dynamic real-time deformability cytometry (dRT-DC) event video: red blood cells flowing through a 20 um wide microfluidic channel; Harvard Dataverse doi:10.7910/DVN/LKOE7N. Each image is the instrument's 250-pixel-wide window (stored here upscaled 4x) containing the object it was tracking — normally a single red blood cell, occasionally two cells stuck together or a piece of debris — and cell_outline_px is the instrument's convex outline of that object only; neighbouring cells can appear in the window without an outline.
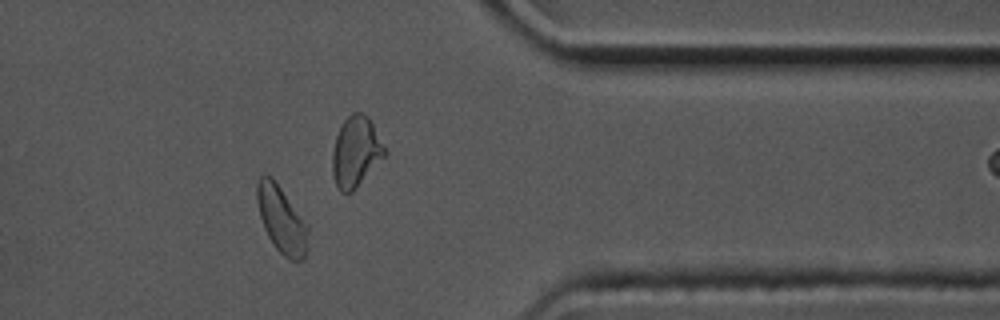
{"species": "common noctule bat (a hibernating species)", "species_latin": "Nyctalus noctula", "temperature_condition": "cold", "stored_images_in_passage": 40, "camera_frame_rate_fps": 3000, "um_per_image_px": 0.085, "animal": {"sex": "male", "body_mass_g": 17.5, "forearm_length_mm": 52.3}, "frame": {"image": 1, "passage_image": 29, "time_ms": 9.333, "image_size_px": [1000, 320], "cell_outline_px": [[308, 232], [304, 256], [300, 260], [288, 260], [272, 244], [264, 228], [260, 216], [256, 200], [256, 184], [260, 176], [264, 172], [272, 176], [308, 224]], "centroid_in_image_um": [23.9, 18.61], "position_along_channel_um": 387.5, "area_um2": 19.94}, "authors_computed_cell_mechanics": {"area_um2": 19.8254, "velocity_mm_per_s": 3.4444, "shape_relaxation_time_tau1_ms": 1.5515, "shape_relaxation_time_tau2_ms": null, "deformation_change_tau1": 0.0843, "deformation_change_tau2": null}}